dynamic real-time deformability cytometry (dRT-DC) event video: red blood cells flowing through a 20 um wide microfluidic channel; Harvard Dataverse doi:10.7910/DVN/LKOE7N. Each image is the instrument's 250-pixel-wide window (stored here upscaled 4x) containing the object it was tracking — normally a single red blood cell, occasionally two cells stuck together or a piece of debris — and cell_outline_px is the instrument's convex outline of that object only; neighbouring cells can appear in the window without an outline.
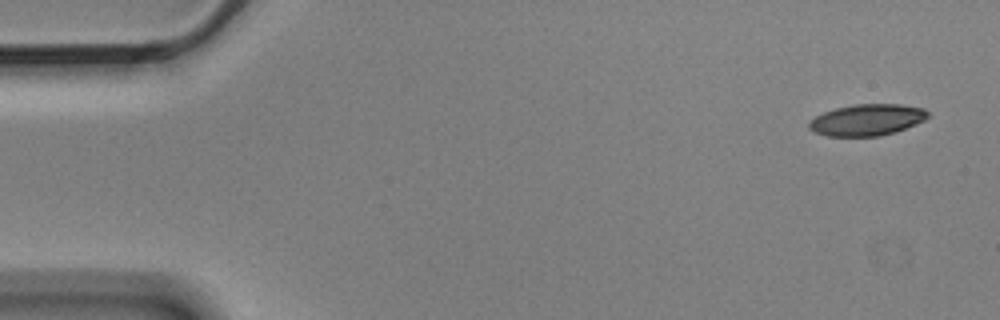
{"species": "Egyptian fruit bat (a non-hibernating species)", "species_latin": "Rousettus aegyptiacus", "temperature_condition": "cold", "stored_images_in_passage": 4, "camera_frame_rate_fps": 3000, "um_per_image_px": 0.085, "animal": {"sex": "male"}, "frame": {"image": 1, "passage_image": 1, "time_ms": 0.0, "image_size_px": [1000, 320], "cell_outline_px": [[928, 116], [924, 120], [916, 124], [896, 132], [880, 136], [828, 136], [812, 132], [808, 128], [808, 124], [816, 116], [824, 112], [836, 108], [852, 104], [900, 104], [924, 108], [928, 112]], "centroid_in_image_um": [73.69, 10.19], "position_along_channel_um": 11.3, "area_um2": 21.85}}